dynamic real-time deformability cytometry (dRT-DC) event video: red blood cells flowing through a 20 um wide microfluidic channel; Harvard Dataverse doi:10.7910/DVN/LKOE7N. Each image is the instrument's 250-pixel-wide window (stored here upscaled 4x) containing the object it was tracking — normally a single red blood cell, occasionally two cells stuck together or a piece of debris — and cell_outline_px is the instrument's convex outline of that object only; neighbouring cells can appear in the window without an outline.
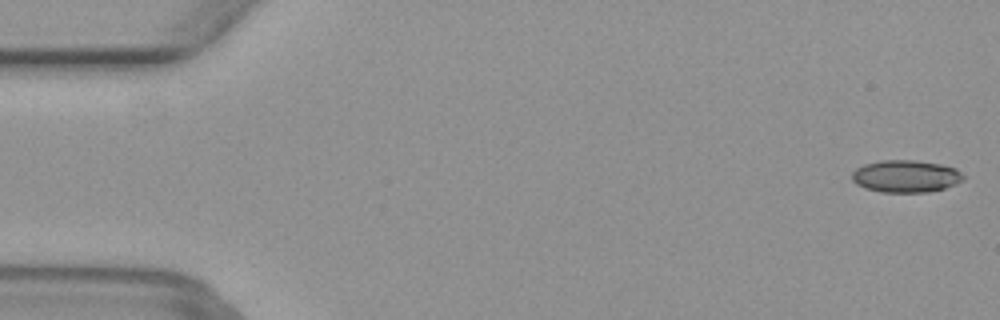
{"species": "common noctule bat (a hibernating species)", "species_latin": "Nyctalus noctula", "temperature_condition": "warm", "stored_images_in_passage": 3, "camera_frame_rate_fps": 3000, "um_per_image_px": 0.085, "animal": {"sex": "female", "body_mass_g": 29.2, "forearm_length_mm": 56.3}, "frame": {"image": 1, "passage_image": 1, "time_ms": 0.0, "image_size_px": [1000, 320], "cell_outline_px": [[964, 180], [944, 188], [928, 192], [880, 192], [864, 188], [856, 184], [852, 180], [852, 172], [856, 168], [864, 164], [880, 160], [916, 160], [940, 164], [956, 168], [964, 176]], "centroid_in_image_um": [76.97, 14.98], "position_along_channel_um": 8.0, "area_um2": 21.04}}